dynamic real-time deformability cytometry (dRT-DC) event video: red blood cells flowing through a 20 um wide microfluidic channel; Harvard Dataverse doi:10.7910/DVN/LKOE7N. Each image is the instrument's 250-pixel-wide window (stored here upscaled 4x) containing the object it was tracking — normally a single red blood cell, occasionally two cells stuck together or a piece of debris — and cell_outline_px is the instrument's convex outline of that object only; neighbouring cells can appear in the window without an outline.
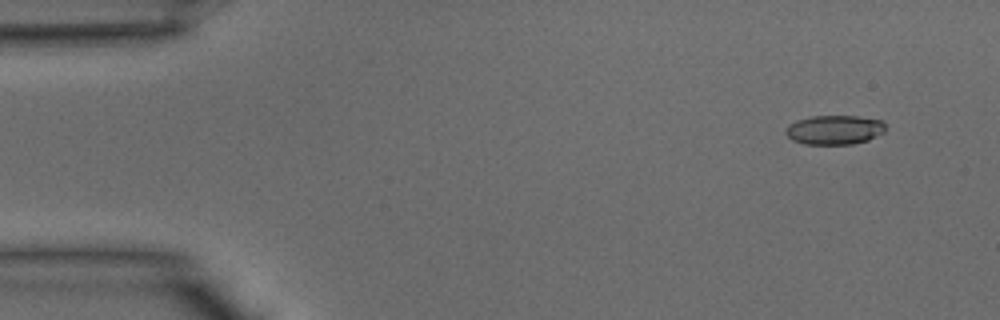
{"species": "common noctule bat (a hibernating species)", "species_latin": "Nyctalus noctula", "temperature_condition": "warm", "stored_images_in_passage": 37, "camera_frame_rate_fps": 3000, "um_per_image_px": 0.085, "animal": {"sex": "male", "body_mass_g": 15.6}, "frame": {"image": 1, "passage_image": 1, "time_ms": 0.0, "image_size_px": [1000, 320], "cell_outline_px": [[888, 128], [884, 132], [868, 140], [852, 144], [804, 144], [792, 140], [784, 132], [788, 124], [796, 120], [812, 116], [856, 116], [880, 120]], "centroid_in_image_um": [70.91, 11.03], "position_along_channel_um": 14.1, "area_um2": 17.11}}
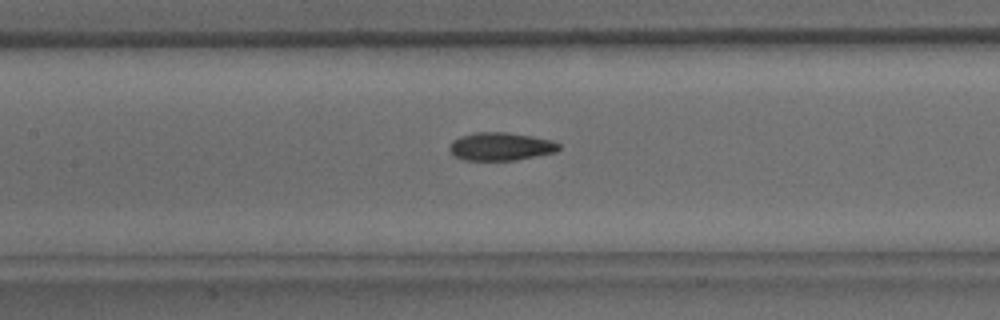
{"frame": {"image": 2, "passage_image": 16, "time_ms": 5.0, "image_size_px": [1000, 320], "cell_outline_px": [[560, 148], [556, 152], [516, 160], [464, 160], [456, 156], [448, 148], [452, 140], [460, 136], [476, 132], [508, 132], [532, 136], [552, 140], [560, 144]], "centroid_in_image_um": [42.57, 12.44], "position_along_channel_um": 164.8, "area_um2": 17.92}}
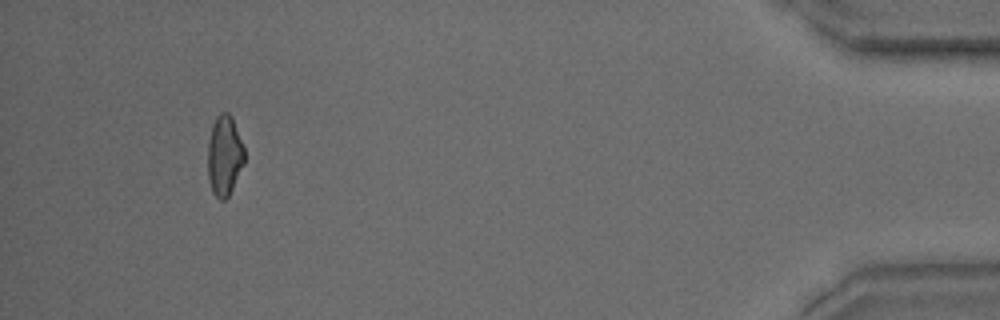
{"frame": {"image": 3, "passage_image": 35, "time_ms": 11.333, "image_size_px": [1000, 320], "cell_outline_px": [[244, 164], [228, 196], [224, 200], [220, 200], [212, 192], [208, 180], [208, 140], [212, 124], [216, 116], [220, 112], [228, 112], [232, 116], [244, 144]], "centroid_in_image_um": [19.08, 13.19], "position_along_channel_um": 416.1, "area_um2": 17.4}}